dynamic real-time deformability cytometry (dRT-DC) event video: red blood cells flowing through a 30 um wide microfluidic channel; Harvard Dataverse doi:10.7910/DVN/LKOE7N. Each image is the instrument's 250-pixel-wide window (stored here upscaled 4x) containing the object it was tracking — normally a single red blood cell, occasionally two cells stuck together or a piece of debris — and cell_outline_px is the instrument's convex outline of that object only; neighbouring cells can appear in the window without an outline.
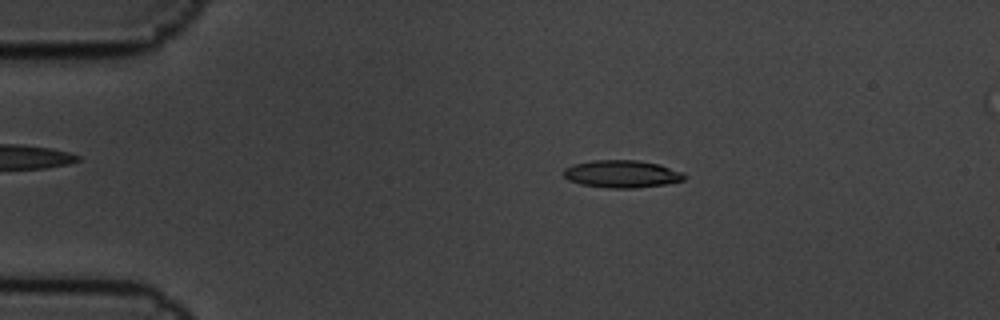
{"species": "common noctule bat (a hibernating species)", "species_latin": "Nyctalus noctula", "temperature_condition": "cold", "stored_images_in_passage": 7, "camera_frame_rate_fps": 3000, "um_per_image_px": 0.085, "animal": {"sex": "male", "body_mass_g": 19.5, "forearm_length_mm": 54.6}, "frame": {"image": 1, "passage_image": 1, "time_ms": 0.0, "image_size_px": [1000, 320], "cell_outline_px": [[684, 180], [664, 184], [636, 188], [608, 188], [580, 184], [568, 180], [564, 176], [564, 168], [572, 164], [592, 160], [636, 160], [660, 164], [680, 172], [684, 176]], "centroid_in_image_um": [52.8, 14.78], "position_along_channel_um": 32.2, "area_um2": 19.25}}
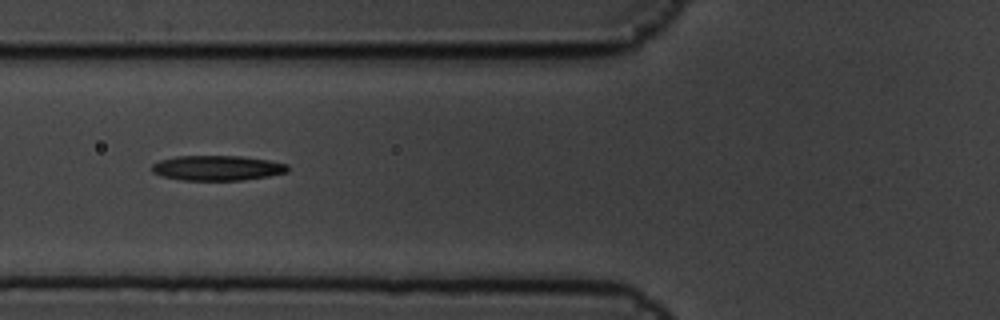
{"frame": {"image": 2, "passage_image": 4, "time_ms": 1.0, "image_size_px": [1000, 320], "cell_outline_px": [[288, 172], [268, 176], [240, 180], [184, 180], [160, 176], [152, 172], [152, 164], [160, 160], [176, 156], [240, 156], [268, 160], [288, 164]], "centroid_in_image_um": [18.45, 14.27], "position_along_channel_um": 107.4, "area_um2": 19.77}}
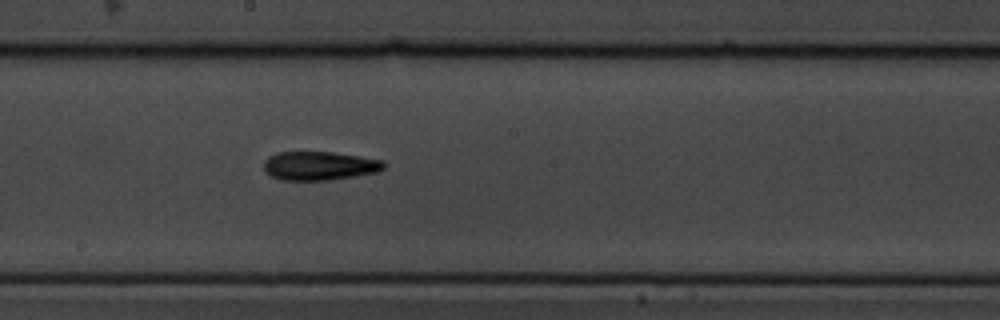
{"frame": {"image": 3, "passage_image": 7, "time_ms": 2.0, "image_size_px": [1000, 320], "cell_outline_px": [[384, 168], [376, 172], [332, 180], [280, 180], [264, 172], [264, 160], [268, 156], [276, 152], [332, 152], [360, 156], [384, 160]], "centroid_in_image_um": [27.12, 14.09], "position_along_channel_um": 221.1, "area_um2": 20.23}}